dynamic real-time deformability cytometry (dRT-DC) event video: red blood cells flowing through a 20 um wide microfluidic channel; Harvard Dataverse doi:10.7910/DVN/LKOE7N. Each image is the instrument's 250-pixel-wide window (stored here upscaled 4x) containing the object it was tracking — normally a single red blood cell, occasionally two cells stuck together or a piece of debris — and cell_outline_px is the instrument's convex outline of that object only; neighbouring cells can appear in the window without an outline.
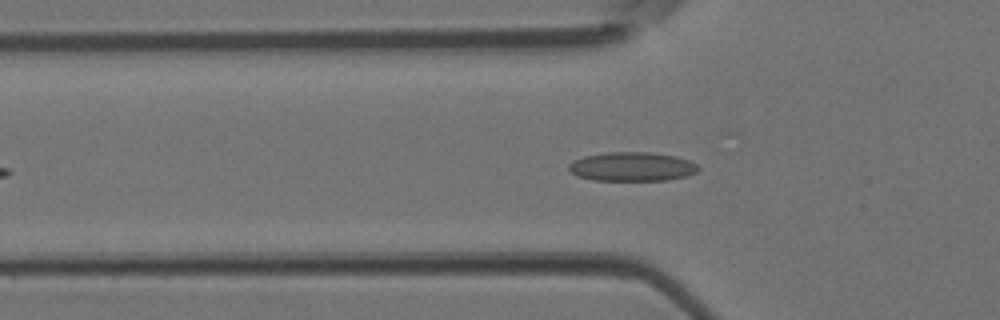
{"species": "Egyptian fruit bat (a non-hibernating species)", "species_latin": "Rousettus aegyptiacus", "temperature_condition": "room temperature", "stored_images_in_passage": 42, "camera_frame_rate_fps": 3000, "um_per_image_px": 0.085, "animal": {"sex": "female"}, "frame": {"image": 1, "passage_image": 10, "time_ms": 3.0, "image_size_px": [1000, 320], "cell_outline_px": [[700, 168], [696, 172], [688, 176], [668, 180], [592, 180], [576, 176], [568, 168], [568, 164], [572, 160], [584, 156], [608, 152], [652, 152], [676, 156], [688, 160], [696, 164]], "centroid_in_image_um": [53.71, 14.16], "position_along_channel_um": 72.1, "area_um2": 22.08}}
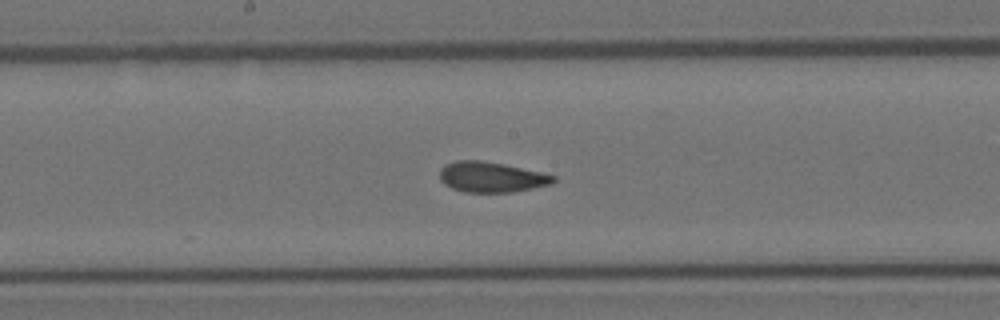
{"frame": {"image": 2, "passage_image": 19, "time_ms": 6.0, "image_size_px": [1000, 320], "cell_outline_px": [[556, 180], [552, 184], [512, 192], [464, 192], [452, 188], [444, 184], [440, 180], [440, 168], [444, 164], [456, 160], [480, 160], [504, 164], [540, 172], [556, 176]], "centroid_in_image_um": [41.74, 15.04], "position_along_channel_um": 206.5, "area_um2": 20.17}}
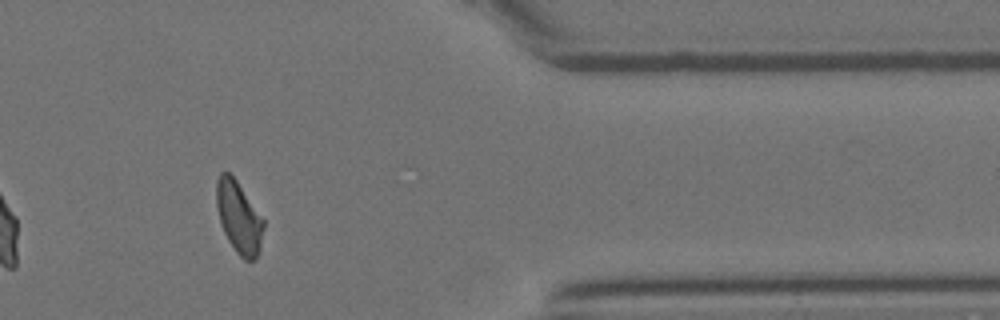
{"frame": {"image": 3, "passage_image": 33, "time_ms": 10.667, "image_size_px": [1000, 320], "cell_outline_px": [[264, 228], [260, 248], [256, 260], [244, 260], [236, 252], [228, 240], [224, 232], [220, 220], [216, 204], [216, 180], [220, 172], [228, 172], [236, 180], [264, 220]], "centroid_in_image_um": [20.3, 18.48], "position_along_channel_um": 391.1, "area_um2": 19.59}}